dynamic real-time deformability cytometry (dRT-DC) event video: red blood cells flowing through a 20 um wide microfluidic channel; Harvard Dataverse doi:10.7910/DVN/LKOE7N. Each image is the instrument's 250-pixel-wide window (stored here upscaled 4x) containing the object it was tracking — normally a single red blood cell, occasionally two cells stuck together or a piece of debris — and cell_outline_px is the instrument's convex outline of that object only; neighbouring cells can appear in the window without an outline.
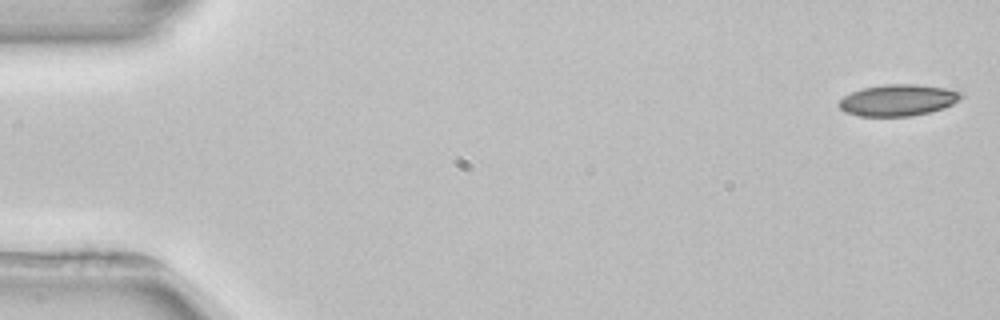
{"species": "common noctule bat (a hibernating species)", "species_latin": "Nyctalus noctula", "temperature_condition": "room temperature", "stored_images_in_passage": 4, "camera_frame_rate_fps": 3000, "um_per_image_px": 0.085, "animal": {"sex": "female", "body_mass_g": 22.7, "forearm_length_mm": 54.2}, "frame": {"image": 1, "passage_image": 1, "time_ms": 0.0, "image_size_px": [1000, 320], "cell_outline_px": [[964, 96], [952, 104], [944, 108], [912, 116], [860, 116], [844, 112], [840, 108], [840, 100], [844, 96], [852, 92], [864, 88], [884, 84], [916, 84], [944, 88], [960, 92]], "centroid_in_image_um": [76.33, 8.51], "position_along_channel_um": 8.7, "area_um2": 22.2}}